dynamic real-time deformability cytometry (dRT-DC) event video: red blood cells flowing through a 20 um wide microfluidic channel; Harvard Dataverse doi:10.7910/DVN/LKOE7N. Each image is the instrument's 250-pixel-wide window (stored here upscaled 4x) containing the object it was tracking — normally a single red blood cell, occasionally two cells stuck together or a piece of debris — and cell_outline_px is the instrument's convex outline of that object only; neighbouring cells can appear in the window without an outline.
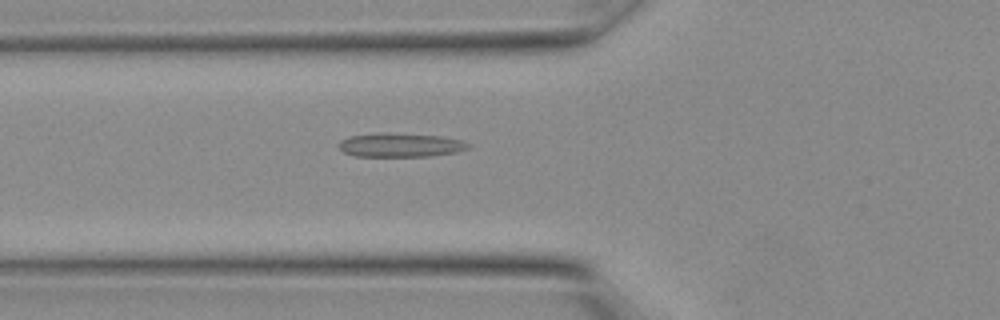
{"species": "Egyptian fruit bat (a non-hibernating species)", "species_latin": "Rousettus aegyptiacus", "temperature_condition": "warm", "stored_images_in_passage": 5, "camera_frame_rate_fps": 3000, "um_per_image_px": 0.085, "animal": {"sex": "female"}, "frame": {"image": 1, "passage_image": 3, "time_ms": 0.667, "image_size_px": [1000, 320], "cell_outline_px": [[472, 144], [468, 148], [456, 152], [428, 156], [352, 156], [344, 152], [340, 148], [340, 140], [352, 136], [440, 136], [460, 140]], "centroid_in_image_um": [34.1, 12.39], "position_along_channel_um": 91.7, "area_um2": 16.59}}
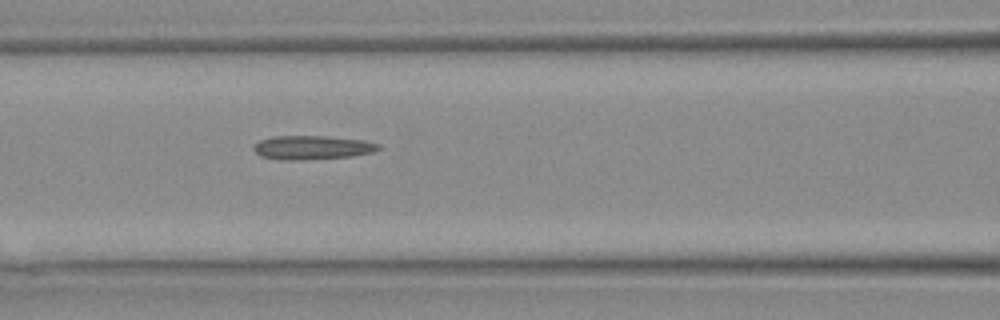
{"frame": {"image": 2, "passage_image": 5, "time_ms": 1.333, "image_size_px": [1000, 320], "cell_outline_px": [[380, 148], [372, 152], [352, 156], [292, 160], [280, 160], [260, 156], [252, 148], [260, 140], [272, 136], [324, 136], [360, 140], [380, 144]], "centroid_in_image_um": [26.49, 12.54], "position_along_channel_um": 140.1, "area_um2": 17.11}}